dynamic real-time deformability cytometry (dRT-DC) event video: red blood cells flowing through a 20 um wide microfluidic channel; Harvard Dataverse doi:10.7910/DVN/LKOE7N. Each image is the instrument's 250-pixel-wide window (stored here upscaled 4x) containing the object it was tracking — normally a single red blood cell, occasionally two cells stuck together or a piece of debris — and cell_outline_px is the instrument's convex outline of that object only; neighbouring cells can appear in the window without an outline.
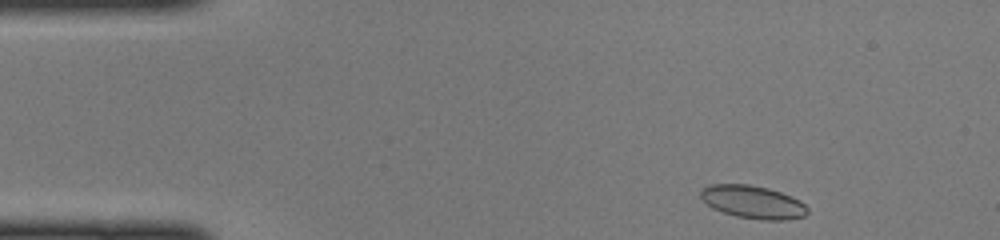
{"species": "common noctule bat (a hibernating species)", "species_latin": "Nyctalus noctula", "temperature_condition": "cold", "stored_images_in_passage": 42, "camera_frame_rate_fps": 3000, "um_per_image_px": 0.085, "animal": {"sex": "female", "body_mass_g": 22.0, "forearm_length_mm": 56.7}, "frame": {"image": 1, "passage_image": 1, "time_ms": 0.0, "image_size_px": [1000, 240], "cell_outline_px": [[808, 212], [804, 216], [788, 220], [760, 220], [736, 216], [712, 208], [700, 196], [700, 192], [704, 188], [712, 184], [748, 184], [768, 188], [792, 196], [800, 200], [808, 208]], "centroid_in_image_um": [64.03, 17.18], "position_along_channel_um": 21.0, "area_um2": 20.46}}
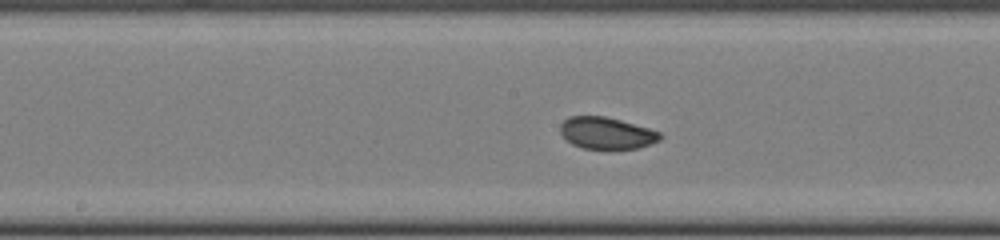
{"frame": {"image": 2, "passage_image": 19, "time_ms": 6.0, "image_size_px": [1000, 240], "cell_outline_px": [[664, 136], [660, 140], [640, 148], [584, 148], [572, 144], [560, 132], [560, 124], [568, 116], [604, 116], [620, 120], [648, 128], [660, 132]], "centroid_in_image_um": [51.57, 11.3], "position_along_channel_um": 196.6, "area_um2": 18.32}}
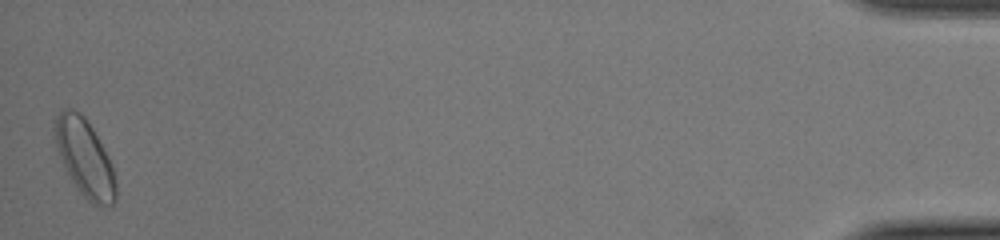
{"frame": {"image": 3, "passage_image": 42, "time_ms": 13.667, "image_size_px": [1000, 240], "cell_outline_px": [[116, 200], [112, 208], [100, 208], [92, 204], [80, 192], [72, 180], [56, 148], [52, 128], [56, 116], [60, 108], [72, 108], [80, 112], [84, 116], [92, 128], [104, 148], [108, 156], [116, 180]], "centroid_in_image_um": [7.2, 13.42], "position_along_channel_um": 428.0, "area_um2": 27.8}}